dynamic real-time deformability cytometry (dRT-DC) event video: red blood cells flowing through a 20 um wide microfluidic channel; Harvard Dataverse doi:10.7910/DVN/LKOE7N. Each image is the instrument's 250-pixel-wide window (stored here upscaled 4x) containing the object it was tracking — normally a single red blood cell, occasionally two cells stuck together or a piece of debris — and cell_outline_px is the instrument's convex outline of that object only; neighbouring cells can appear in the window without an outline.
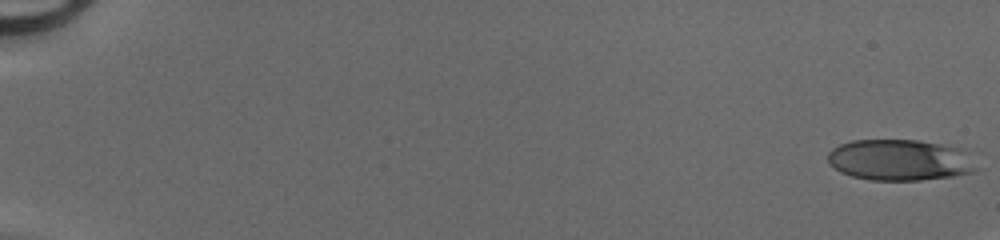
{"species": "human", "species_latin": "Homo sapiens", "temperature_condition": "cold", "stored_images_in_passage": 22, "camera_frame_rate_fps": 3000, "um_per_image_px": 0.085, "donor": {"sex": "male"}, "frame": {"image": 1, "passage_image": 1, "time_ms": 0.0, "image_size_px": [1000, 240], "cell_outline_px": [[976, 168], [972, 172], [952, 176], [920, 180], [868, 180], [852, 176], [840, 172], [828, 164], [828, 152], [832, 148], [840, 144], [852, 140], [916, 140], [964, 148], [968, 152]], "centroid_in_image_um": [76.45, 13.59], "position_along_channel_um": 8.5, "area_um2": 35.72}}
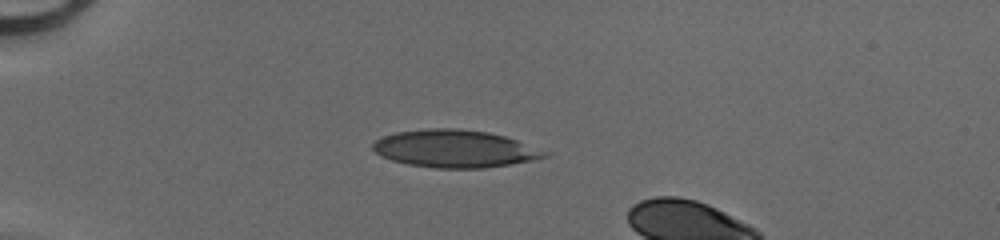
{"frame": {"image": 2, "passage_image": 15, "time_ms": 4.667, "image_size_px": [1000, 240], "cell_outline_px": [[552, 152], [548, 156], [536, 160], [512, 164], [484, 168], [436, 168], [408, 164], [392, 160], [380, 156], [372, 148], [372, 144], [376, 140], [384, 136], [396, 132], [428, 128], [460, 128], [488, 132], [504, 136]], "centroid_in_image_um": [38.7, 12.64], "position_along_channel_um": 46.3, "area_um2": 37.8}}
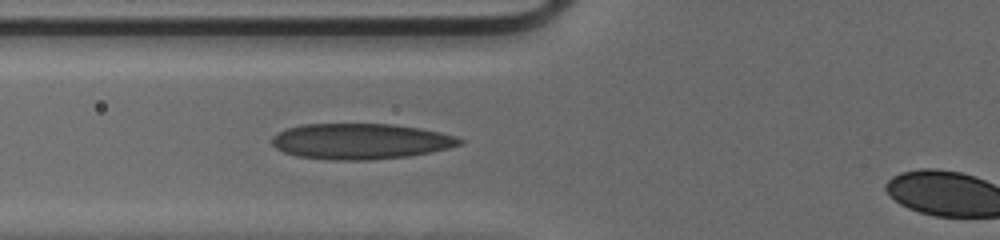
{"frame": {"image": 3, "passage_image": 21, "time_ms": 6.667, "image_size_px": [1000, 240], "cell_outline_px": [[464, 140], [460, 144], [448, 148], [432, 152], [408, 156], [372, 160], [332, 160], [296, 156], [284, 152], [276, 148], [272, 144], [272, 136], [276, 132], [284, 128], [304, 124], [392, 124], [420, 128], [440, 132], [456, 136]], "centroid_in_image_um": [30.62, 12.01], "position_along_channel_um": 95.2, "area_um2": 39.3}}